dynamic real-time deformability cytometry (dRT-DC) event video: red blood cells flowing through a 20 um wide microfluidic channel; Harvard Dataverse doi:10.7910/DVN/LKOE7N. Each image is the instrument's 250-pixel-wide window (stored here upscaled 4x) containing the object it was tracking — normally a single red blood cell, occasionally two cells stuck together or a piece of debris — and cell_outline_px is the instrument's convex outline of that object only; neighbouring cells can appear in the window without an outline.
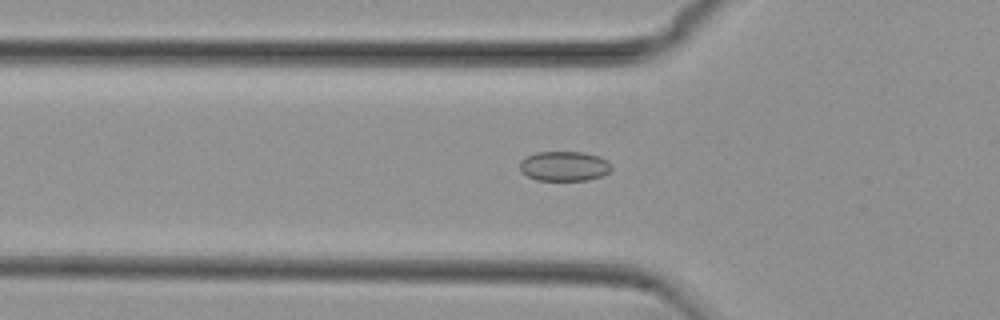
{"species": "common noctule bat (a hibernating species)", "species_latin": "Nyctalus noctula", "temperature_condition": "cold", "stored_images_in_passage": 45, "camera_frame_rate_fps": 3000, "um_per_image_px": 0.085, "animal": {"sex": "female", "body_mass_g": 29.2, "forearm_length_mm": 56.3}, "frame": {"image": 1, "passage_image": 9, "time_ms": 2.667, "image_size_px": [1000, 320], "cell_outline_px": [[612, 168], [608, 172], [600, 176], [588, 180], [536, 180], [528, 176], [520, 168], [520, 160], [536, 152], [584, 152], [600, 156], [608, 160], [612, 164]], "centroid_in_image_um": [48.0, 14.11], "position_along_channel_um": 77.8, "area_um2": 15.9}}
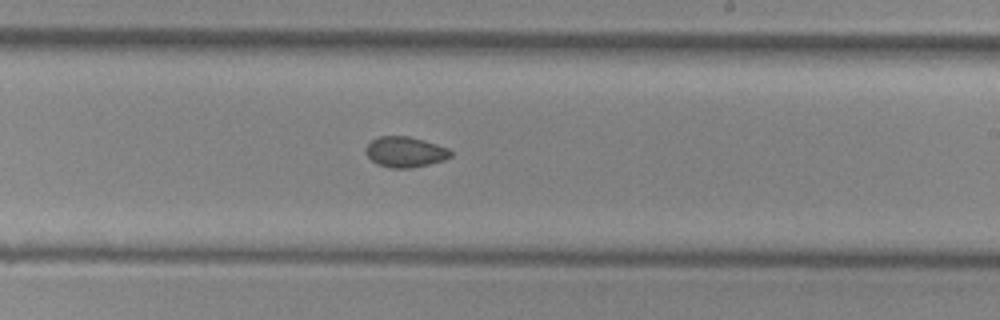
{"frame": {"image": 2, "passage_image": 23, "time_ms": 7.333, "image_size_px": [1000, 320], "cell_outline_px": [[452, 156], [444, 160], [412, 168], [392, 168], [376, 164], [364, 152], [364, 148], [372, 140], [380, 136], [408, 136], [424, 140], [448, 148], [452, 152]], "centroid_in_image_um": [34.43, 12.92], "position_along_channel_um": 254.6, "area_um2": 15.14}}
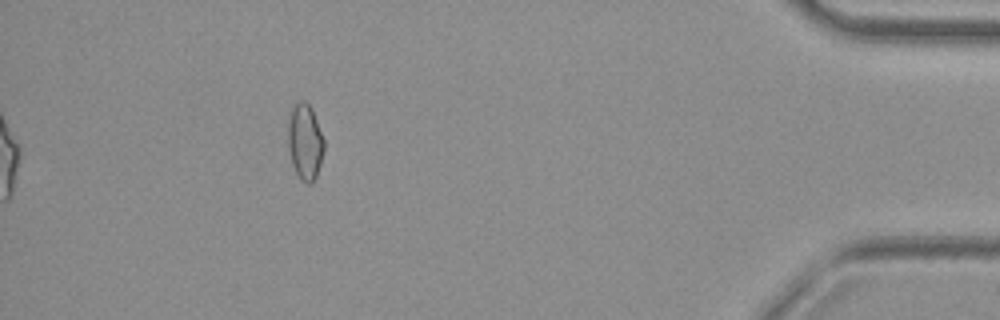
{"frame": {"image": 3, "passage_image": 40, "time_ms": 13.0, "image_size_px": [1000, 320], "cell_outline_px": [[324, 148], [320, 164], [316, 176], [308, 184], [300, 180], [292, 164], [288, 148], [288, 112], [300, 100], [304, 100], [312, 108], [324, 140]], "centroid_in_image_um": [25.9, 12.02], "position_along_channel_um": 409.3, "area_um2": 15.95}}